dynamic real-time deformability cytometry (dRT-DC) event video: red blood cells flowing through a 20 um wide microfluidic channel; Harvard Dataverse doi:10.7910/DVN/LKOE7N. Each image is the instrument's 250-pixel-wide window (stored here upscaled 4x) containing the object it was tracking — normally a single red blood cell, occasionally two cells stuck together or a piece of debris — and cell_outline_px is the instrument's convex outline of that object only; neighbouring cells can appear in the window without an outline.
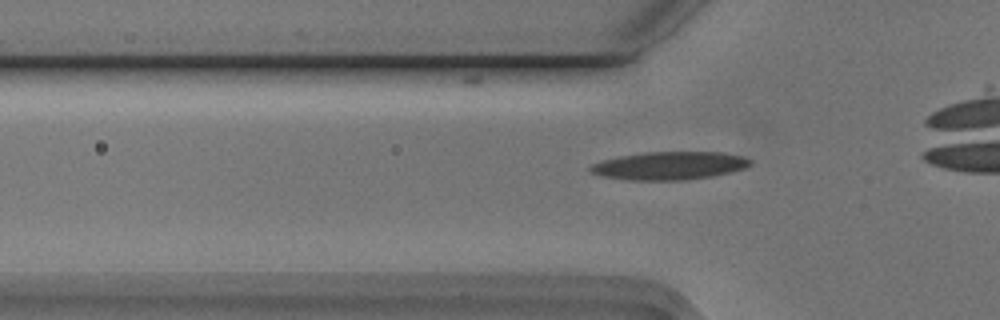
{"species": "Egyptian fruit bat (a non-hibernating species)", "species_latin": "Rousettus aegyptiacus", "temperature_condition": "cold", "stored_images_in_passage": 40, "camera_frame_rate_fps": 3000, "um_per_image_px": 0.085, "animal": {"sex": "male"}, "frame": {"image": 1, "passage_image": 14, "time_ms": 4.333, "image_size_px": [1000, 320], "cell_outline_px": [[752, 164], [744, 168], [732, 172], [712, 176], [688, 180], [628, 180], [600, 176], [588, 172], [588, 168], [592, 164], [600, 160], [620, 156], [644, 152], [724, 152], [744, 156], [752, 160]], "centroid_in_image_um": [56.89, 14.08], "position_along_channel_um": 68.9, "area_um2": 26.53}}
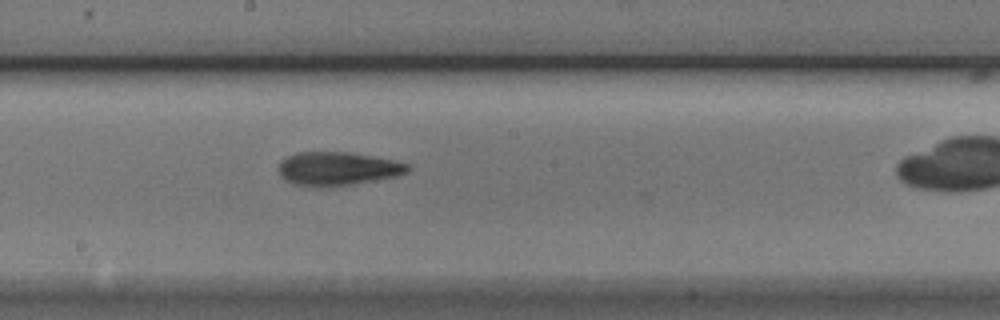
{"frame": {"image": 2, "passage_image": 26, "time_ms": 8.333, "image_size_px": [1000, 320], "cell_outline_px": [[412, 168], [408, 172], [396, 176], [332, 188], [316, 188], [292, 184], [284, 180], [280, 176], [280, 160], [296, 152], [352, 152], [392, 160], [408, 164]], "centroid_in_image_um": [28.66, 14.36], "position_along_channel_um": 219.5, "area_um2": 25.66}}
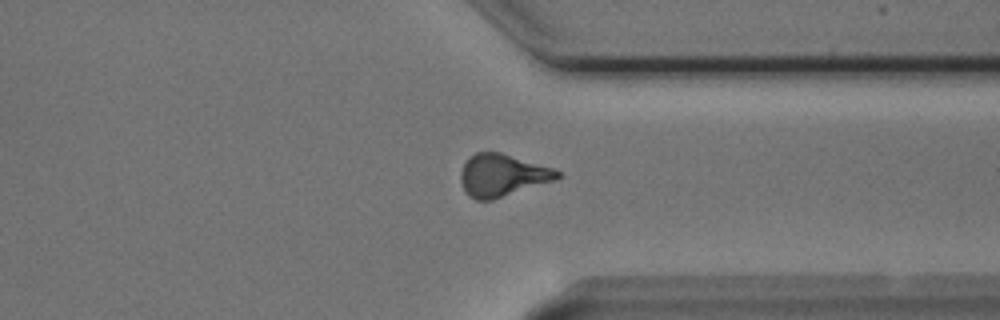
{"frame": {"image": 3, "passage_image": 38, "time_ms": 12.333, "image_size_px": [1000, 320], "cell_outline_px": [[564, 176], [556, 180], [492, 200], [476, 200], [468, 196], [464, 192], [460, 180], [460, 172], [468, 156], [476, 152], [500, 152], [552, 168], [560, 172]], "centroid_in_image_um": [42.67, 14.91], "position_along_channel_um": 368.7, "area_um2": 23.99}}